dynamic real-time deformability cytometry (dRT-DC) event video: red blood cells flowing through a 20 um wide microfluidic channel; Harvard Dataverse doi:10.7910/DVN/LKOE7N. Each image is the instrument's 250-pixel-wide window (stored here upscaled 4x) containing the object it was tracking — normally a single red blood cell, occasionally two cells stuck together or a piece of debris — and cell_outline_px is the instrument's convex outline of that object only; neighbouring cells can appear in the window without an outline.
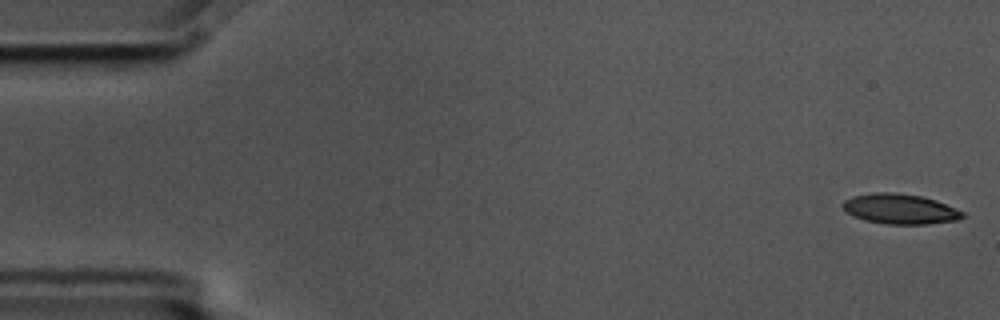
{"species": "common noctule bat (a hibernating species)", "species_latin": "Nyctalus noctula", "temperature_condition": "cold", "stored_images_in_passage": 4, "camera_frame_rate_fps": 3000, "um_per_image_px": 0.085, "animal": {"sex": "male", "body_mass_g": 17.5, "forearm_length_mm": 52.3}, "frame": {"image": 1, "passage_image": 1, "time_ms": 0.0, "image_size_px": [1000, 320], "cell_outline_px": [[964, 216], [956, 220], [928, 224], [888, 224], [864, 220], [852, 216], [840, 204], [844, 200], [852, 196], [876, 192], [896, 192], [920, 196], [936, 200], [956, 208], [964, 212]], "centroid_in_image_um": [76.49, 17.75], "position_along_channel_um": 8.5, "area_um2": 21.04}}
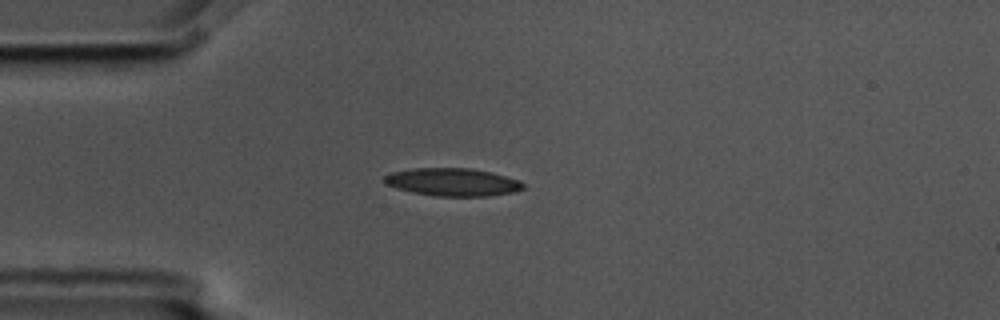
{"frame": {"image": 2, "passage_image": 4, "time_ms": 1.0, "image_size_px": [1000, 320], "cell_outline_px": [[524, 188], [516, 192], [488, 196], [436, 196], [412, 192], [396, 188], [384, 184], [384, 176], [392, 172], [412, 168], [472, 168], [520, 180], [524, 184]], "centroid_in_image_um": [38.46, 15.48], "position_along_channel_um": 46.5, "area_um2": 22.54}}